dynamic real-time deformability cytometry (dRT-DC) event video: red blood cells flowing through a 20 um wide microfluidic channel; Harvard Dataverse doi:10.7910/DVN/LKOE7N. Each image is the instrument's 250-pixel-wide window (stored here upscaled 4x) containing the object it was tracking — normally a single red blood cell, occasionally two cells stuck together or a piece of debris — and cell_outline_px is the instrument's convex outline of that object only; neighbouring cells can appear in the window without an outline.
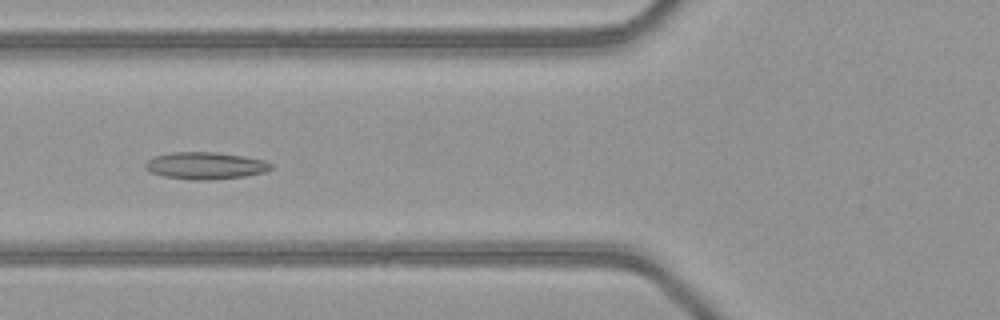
{"species": "common noctule bat (a hibernating species)", "species_latin": "Nyctalus noctula", "temperature_condition": "warm", "stored_images_in_passage": 31, "camera_frame_rate_fps": 3000, "um_per_image_px": 0.085, "animal": {"sex": "female", "body_mass_g": 21.9}, "frame": {"image": 1, "passage_image": 9, "time_ms": 2.667, "image_size_px": [1000, 320], "cell_outline_px": [[272, 168], [264, 172], [244, 176], [208, 180], [192, 180], [164, 176], [152, 172], [144, 168], [144, 164], [148, 160], [156, 156], [172, 152], [216, 152], [244, 156], [264, 160], [272, 164]], "centroid_in_image_um": [17.46, 14.07], "position_along_channel_um": 108.3, "area_um2": 19.71}}
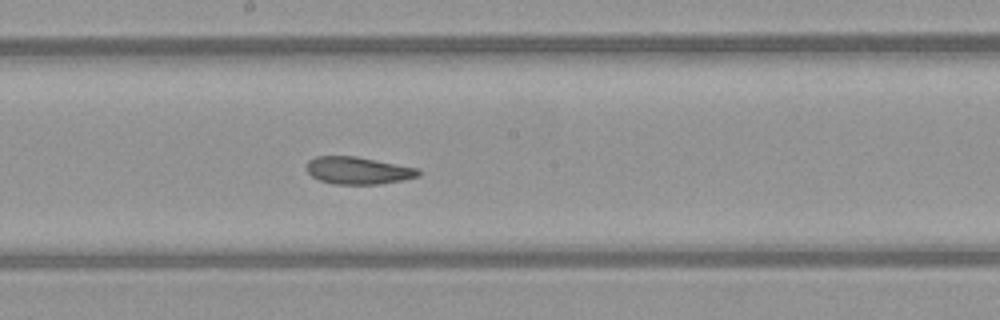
{"frame": {"image": 2, "passage_image": 17, "time_ms": 5.333, "image_size_px": [1000, 320], "cell_outline_px": [[420, 176], [404, 180], [380, 184], [332, 184], [320, 180], [312, 176], [308, 172], [308, 160], [316, 156], [356, 156], [420, 168]], "centroid_in_image_um": [30.49, 14.49], "position_along_channel_um": 217.7, "area_um2": 17.92}}
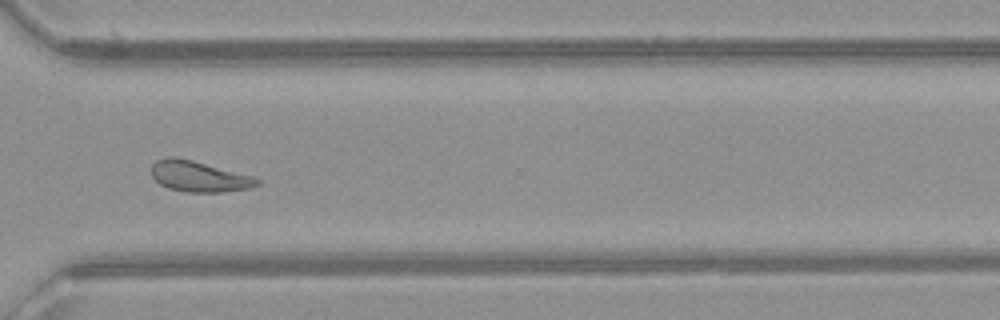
{"frame": {"image": 3, "passage_image": 27, "time_ms": 8.667, "image_size_px": [1000, 320], "cell_outline_px": [[260, 184], [248, 188], [224, 192], [184, 192], [168, 188], [160, 184], [152, 176], [152, 164], [156, 160], [168, 156], [172, 156], [192, 160], [252, 176], [260, 180]], "centroid_in_image_um": [16.89, 15.0], "position_along_channel_um": 353.7, "area_um2": 18.84}, "authors_computed_cell_mechanics": {"area_um2": 18.8428, "velocity_mm_per_s": 4.0913, "shape_relaxation_time_tau1_ms": 5.7825, "shape_relaxation_time_tau2_ms": 3.6899, "deformation_change_tau1": 0.1418, "deformation_change_tau2": 0.1141}}